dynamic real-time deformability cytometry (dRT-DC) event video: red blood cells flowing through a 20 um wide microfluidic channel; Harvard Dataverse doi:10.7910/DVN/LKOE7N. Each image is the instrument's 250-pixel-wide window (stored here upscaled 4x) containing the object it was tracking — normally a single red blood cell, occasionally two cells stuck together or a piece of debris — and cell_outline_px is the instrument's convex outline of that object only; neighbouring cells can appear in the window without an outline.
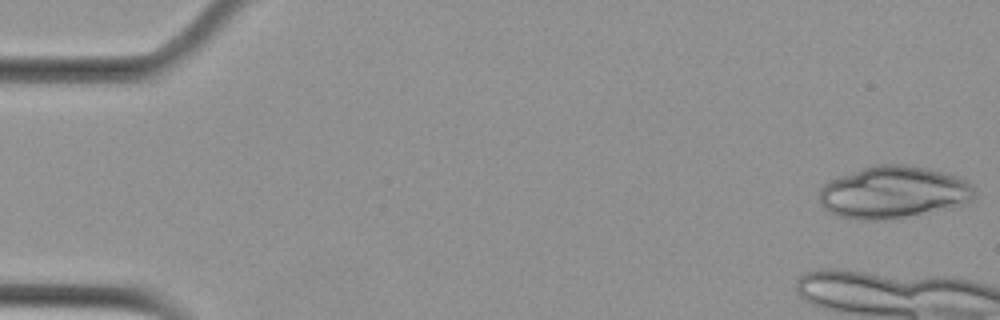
{"species": "Egyptian fruit bat (a non-hibernating species)", "species_latin": "Rousettus aegyptiacus", "temperature_condition": "cold", "stored_images_in_passage": 20, "camera_frame_rate_fps": 3000, "um_per_image_px": 0.085, "animal": {"sex": "female"}, "frame": {"image": 1, "passage_image": 1, "time_ms": 0.0, "image_size_px": [1000, 320], "cell_outline_px": [[976, 196], [972, 200], [964, 204], [884, 220], [860, 220], [840, 216], [828, 212], [820, 204], [820, 188], [824, 184], [840, 176], [872, 164], [904, 164], [928, 168], [960, 176], [968, 180], [972, 184]], "centroid_in_image_um": [75.95, 16.32], "position_along_channel_um": 9.1, "area_um2": 47.16}}